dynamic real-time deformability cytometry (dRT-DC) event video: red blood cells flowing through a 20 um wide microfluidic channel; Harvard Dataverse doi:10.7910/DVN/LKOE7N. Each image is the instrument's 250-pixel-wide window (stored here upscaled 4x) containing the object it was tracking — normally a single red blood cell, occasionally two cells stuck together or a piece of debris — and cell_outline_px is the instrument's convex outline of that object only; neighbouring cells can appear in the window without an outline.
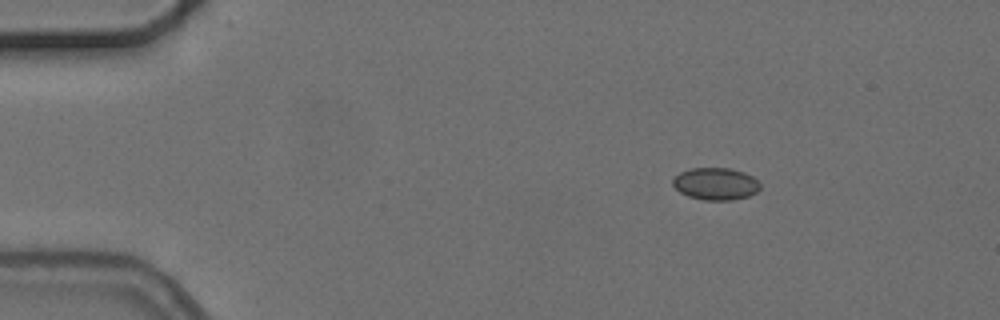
{"species": "common noctule bat (a hibernating species)", "species_latin": "Nyctalus noctula", "temperature_condition": "cold", "stored_images_in_passage": 3, "camera_frame_rate_fps": 3000, "um_per_image_px": 0.085, "animal": {"sex": "female", "body_mass_g": 24.6, "forearm_length_mm": 56.2}, "frame": {"image": 1, "passage_image": 1, "time_ms": 0.0, "image_size_px": [1000, 320], "cell_outline_px": [[760, 188], [756, 192], [748, 196], [732, 200], [704, 200], [688, 196], [680, 192], [672, 184], [672, 180], [680, 172], [692, 168], [728, 168], [744, 172], [752, 176], [760, 184]], "centroid_in_image_um": [60.83, 15.62], "position_along_channel_um": 24.2, "area_um2": 16.3}}